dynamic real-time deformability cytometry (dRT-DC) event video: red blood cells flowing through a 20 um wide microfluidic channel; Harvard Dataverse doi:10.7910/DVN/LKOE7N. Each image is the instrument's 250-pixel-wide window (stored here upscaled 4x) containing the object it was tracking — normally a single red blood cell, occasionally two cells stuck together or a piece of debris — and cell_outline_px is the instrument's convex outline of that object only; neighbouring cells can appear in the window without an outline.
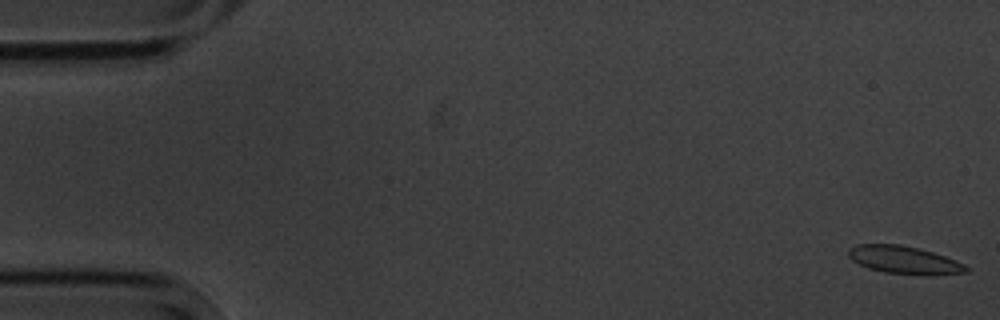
{"species": "common noctule bat (a hibernating species)", "species_latin": "Nyctalus noctula", "temperature_condition": "cold", "stored_images_in_passage": 6, "camera_frame_rate_fps": 3000, "um_per_image_px": 0.085, "animal": {"sex": "male", "body_mass_g": 20.1, "forearm_length_mm": 53.5}, "frame": {"image": 1, "passage_image": 1, "time_ms": 0.0, "image_size_px": [1000, 320], "cell_outline_px": [[972, 268], [968, 272], [932, 276], [884, 272], [868, 268], [852, 260], [848, 256], [848, 248], [856, 244], [900, 244], [932, 252], [956, 260]], "centroid_in_image_um": [76.89, 22.11], "position_along_channel_um": 8.1, "area_um2": 19.25}}
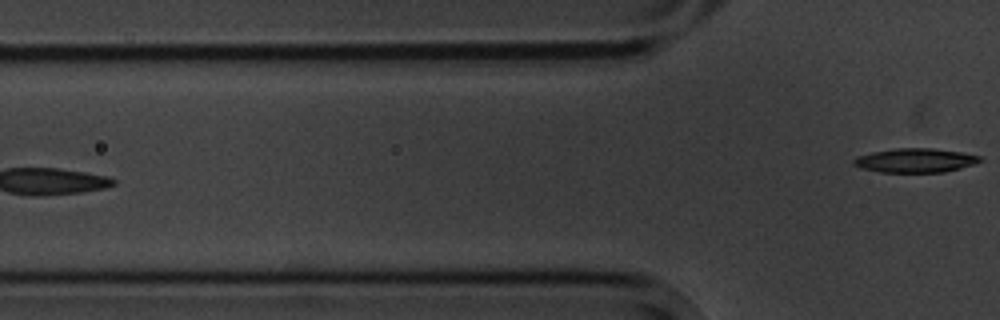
{"frame": {"image": 2, "passage_image": 6, "time_ms": 7.0, "image_size_px": [1000, 320], "cell_outline_px": [[984, 160], [976, 164], [944, 172], [880, 172], [860, 168], [852, 164], [852, 160], [856, 156], [872, 152], [896, 148], [932, 148], [960, 152], [980, 156]], "centroid_in_image_um": [77.79, 13.63], "position_along_channel_um": 48.0, "area_um2": 17.86}}